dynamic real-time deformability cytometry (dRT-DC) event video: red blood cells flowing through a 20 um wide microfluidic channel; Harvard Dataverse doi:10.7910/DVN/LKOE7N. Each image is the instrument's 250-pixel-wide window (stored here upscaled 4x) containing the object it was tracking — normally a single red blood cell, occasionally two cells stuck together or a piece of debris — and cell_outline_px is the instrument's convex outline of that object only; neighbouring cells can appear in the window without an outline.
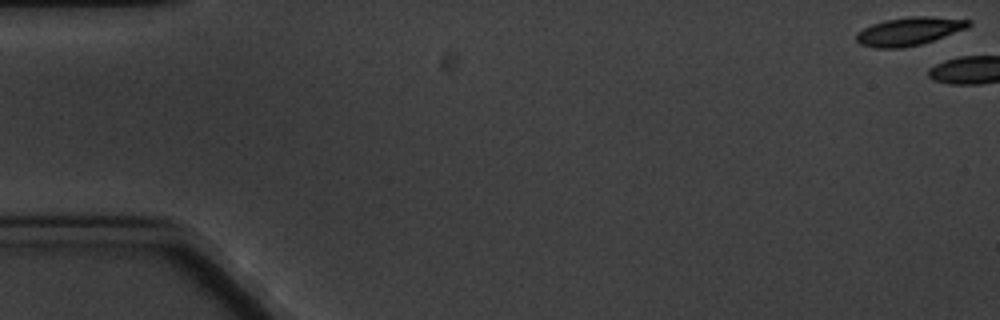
{"species": "common noctule bat (a hibernating species)", "species_latin": "Nyctalus noctula", "temperature_condition": "cold", "stored_images_in_passage": 7, "camera_frame_rate_fps": 3000, "um_per_image_px": 0.085, "animal": {"sex": "male", "body_mass_g": 20.1, "forearm_length_mm": 53.5}, "frame": {"image": 1, "passage_image": 1, "time_ms": 0.0, "image_size_px": [1000, 320], "cell_outline_px": [[972, 24], [968, 28], [920, 44], [904, 48], [876, 48], [860, 44], [856, 40], [856, 32], [872, 24], [884, 20], [912, 16], [932, 16], [972, 20]], "centroid_in_image_um": [77.28, 2.65], "position_along_channel_um": 7.7, "area_um2": 18.5}}
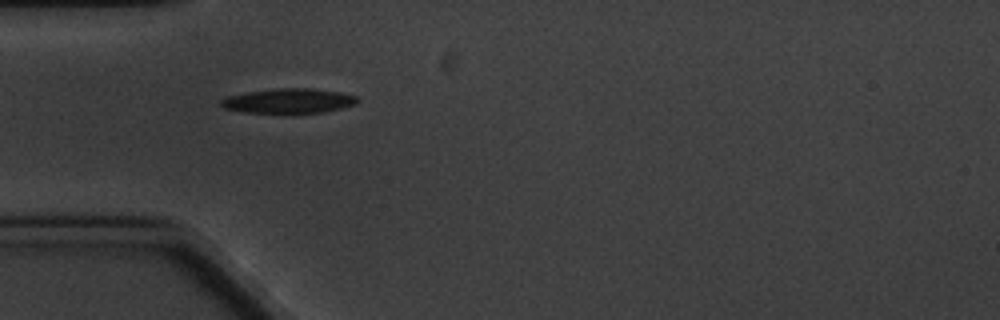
{"frame": {"image": 2, "passage_image": 6, "time_ms": 6.667, "image_size_px": [1000, 320], "cell_outline_px": [[360, 100], [356, 104], [340, 108], [320, 112], [244, 112], [224, 108], [220, 104], [220, 100], [228, 96], [248, 92], [276, 88], [312, 88], [340, 92], [356, 96]], "centroid_in_image_um": [24.55, 8.56], "position_along_channel_um": 60.5, "area_um2": 19.31}}